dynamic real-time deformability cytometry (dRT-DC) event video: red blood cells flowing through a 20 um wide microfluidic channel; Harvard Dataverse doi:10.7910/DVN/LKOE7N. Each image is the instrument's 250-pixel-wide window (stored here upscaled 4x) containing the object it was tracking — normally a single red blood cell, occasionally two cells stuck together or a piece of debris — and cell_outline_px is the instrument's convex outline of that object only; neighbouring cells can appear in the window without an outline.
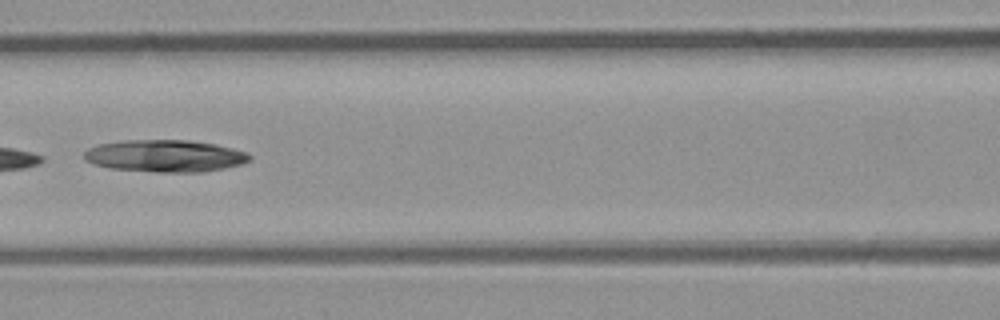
{"species": "common noctule bat (a hibernating species)", "species_latin": "Nyctalus noctula", "temperature_condition": "room temperature", "stored_images_in_passage": 4, "camera_frame_rate_fps": 3000, "um_per_image_px": 0.085, "animal": {"sex": "male", "body_mass_g": 23.1, "forearm_length_mm": 52.7}, "frame": {"image": 1, "passage_image": 3, "time_ms": 2.333, "image_size_px": [1000, 320], "cell_outline_px": [[252, 160], [240, 164], [224, 168], [200, 172], [156, 172], [108, 168], [84, 160], [84, 152], [88, 148], [100, 144], [124, 140], [188, 140], [216, 144], [248, 152], [252, 156]], "centroid_in_image_um": [14.05, 13.25], "position_along_channel_um": 152.6, "area_um2": 31.04}}
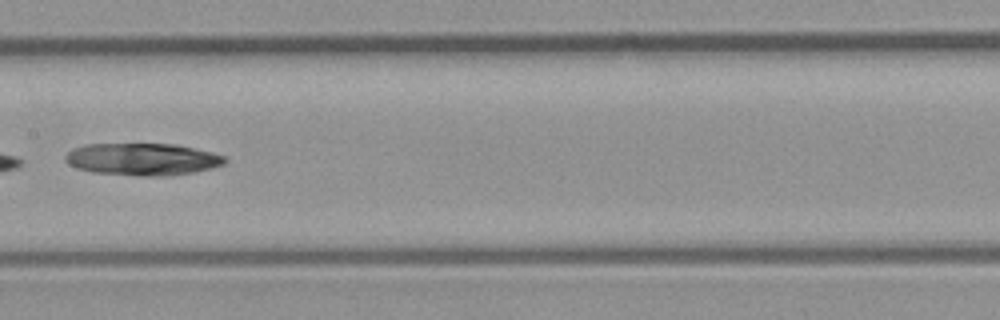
{"frame": {"image": 2, "passage_image": 4, "time_ms": 3.333, "image_size_px": [1000, 320], "cell_outline_px": [[228, 160], [224, 164], [212, 168], [192, 172], [164, 176], [144, 176], [92, 172], [76, 168], [68, 164], [64, 160], [64, 156], [72, 148], [84, 144], [176, 144], [212, 152], [224, 156]], "centroid_in_image_um": [12.08, 13.53], "position_along_channel_um": 195.3, "area_um2": 30.0}}